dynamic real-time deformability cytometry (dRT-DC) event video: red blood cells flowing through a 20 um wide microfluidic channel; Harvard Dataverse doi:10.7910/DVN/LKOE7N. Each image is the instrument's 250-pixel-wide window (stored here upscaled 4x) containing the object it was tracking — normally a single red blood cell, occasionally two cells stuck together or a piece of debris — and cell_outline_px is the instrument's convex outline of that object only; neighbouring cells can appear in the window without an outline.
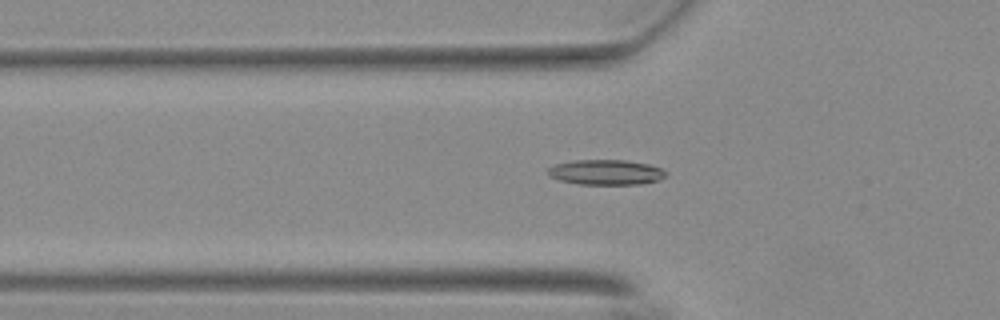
{"species": "Egyptian fruit bat (a non-hibernating species)", "species_latin": "Rousettus aegyptiacus", "temperature_condition": "warm", "stored_images_in_passage": 23, "camera_frame_rate_fps": 3000, "um_per_image_px": 0.085, "animal": {"sex": "female"}, "frame": {"image": 1, "passage_image": 20, "time_ms": 6.333, "image_size_px": [1000, 320], "cell_outline_px": [[668, 172], [664, 176], [656, 180], [640, 184], [580, 184], [560, 180], [548, 176], [548, 168], [556, 164], [576, 160], [624, 160], [648, 164], [660, 168]], "centroid_in_image_um": [51.48, 14.64], "position_along_channel_um": 74.3, "area_um2": 17.05}}